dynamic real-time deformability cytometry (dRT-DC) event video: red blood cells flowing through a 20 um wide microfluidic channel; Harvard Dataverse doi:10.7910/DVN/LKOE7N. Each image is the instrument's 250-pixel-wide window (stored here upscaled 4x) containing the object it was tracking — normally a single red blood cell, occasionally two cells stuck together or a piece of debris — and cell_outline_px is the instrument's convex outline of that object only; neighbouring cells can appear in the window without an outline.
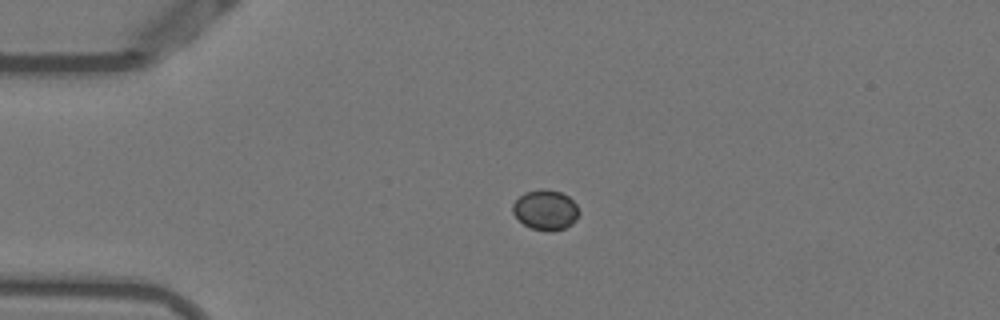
{"species": "Egyptian fruit bat (a non-hibernating species)", "species_latin": "Rousettus aegyptiacus", "temperature_condition": "warm", "stored_images_in_passage": 43, "camera_frame_rate_fps": 3000, "um_per_image_px": 0.085, "animal": {"sex": "female"}, "frame": {"image": 1, "passage_image": 2, "time_ms": 0.333, "image_size_px": [1000, 320], "cell_outline_px": [[580, 212], [576, 220], [572, 224], [564, 228], [552, 232], [548, 232], [532, 228], [524, 224], [512, 212], [512, 204], [524, 192], [540, 188], [544, 188], [560, 192], [568, 196], [576, 204]], "centroid_in_image_um": [46.38, 17.84], "position_along_channel_um": 38.6, "area_um2": 15.61}}
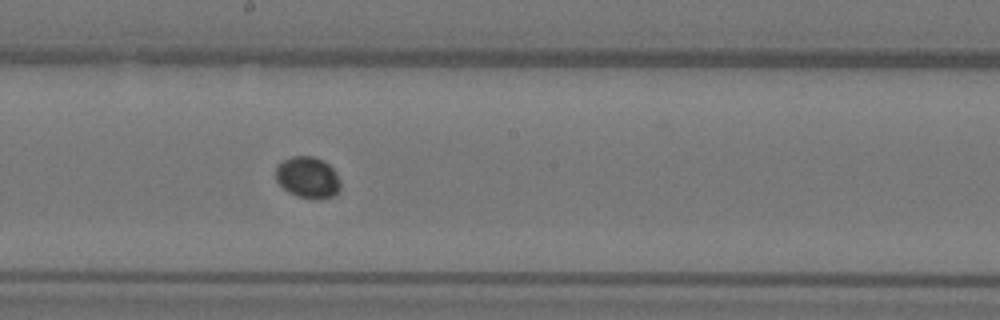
{"frame": {"image": 2, "passage_image": 19, "time_ms": 6.0, "image_size_px": [1000, 320], "cell_outline_px": [[340, 192], [336, 196], [320, 200], [316, 200], [296, 196], [288, 192], [276, 180], [276, 164], [292, 156], [312, 156], [328, 164], [336, 172], [340, 180]], "centroid_in_image_um": [26.18, 15.12], "position_along_channel_um": 222.0, "area_um2": 15.9}}
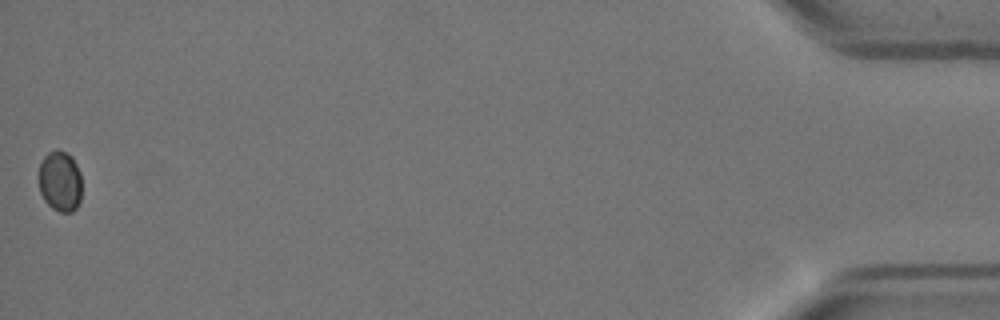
{"frame": {"image": 3, "passage_image": 43, "time_ms": 14.0, "image_size_px": [1000, 320], "cell_outline_px": [[80, 200], [76, 208], [72, 212], [60, 212], [52, 208], [44, 200], [40, 192], [36, 176], [40, 164], [44, 156], [48, 152], [56, 148], [72, 156], [80, 172]], "centroid_in_image_um": [5.06, 15.39], "position_along_channel_um": 430.1, "area_um2": 15.55}}